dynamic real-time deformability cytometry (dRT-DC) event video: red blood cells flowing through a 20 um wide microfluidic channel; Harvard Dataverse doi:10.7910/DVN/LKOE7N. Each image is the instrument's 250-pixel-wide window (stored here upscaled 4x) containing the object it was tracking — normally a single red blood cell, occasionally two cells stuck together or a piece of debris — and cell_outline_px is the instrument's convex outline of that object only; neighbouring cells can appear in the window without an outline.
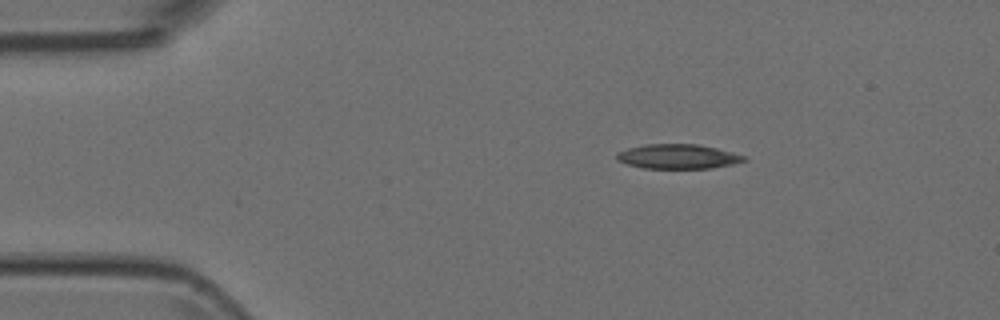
{"species": "Egyptian fruit bat (a non-hibernating species)", "species_latin": "Rousettus aegyptiacus", "temperature_condition": "room temperature", "stored_images_in_passage": 4, "camera_frame_rate_fps": 3000, "um_per_image_px": 0.085, "animal": {"sex": "female"}, "frame": {"image": 1, "passage_image": 1, "time_ms": 0.0, "image_size_px": [1000, 320], "cell_outline_px": [[748, 160], [732, 164], [712, 168], [644, 168], [628, 164], [616, 160], [616, 152], [628, 148], [644, 144], [696, 144], [716, 148], [748, 156]], "centroid_in_image_um": [57.63, 13.3], "position_along_channel_um": 27.4, "area_um2": 18.26}}
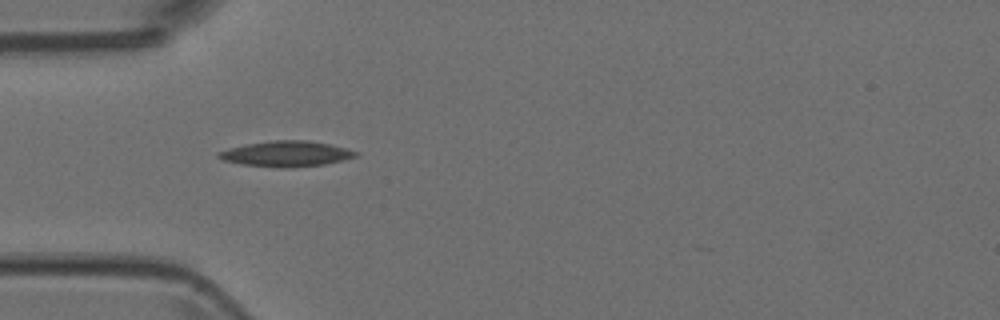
{"frame": {"image": 2, "passage_image": 3, "time_ms": 0.667, "image_size_px": [1000, 320], "cell_outline_px": [[360, 152], [356, 156], [344, 160], [324, 164], [288, 168], [284, 168], [244, 164], [224, 160], [216, 156], [216, 152], [228, 148], [248, 144], [272, 140], [308, 140], [328, 144]], "centroid_in_image_um": [24.33, 13.07], "position_along_channel_um": 60.7, "area_um2": 20.23}}
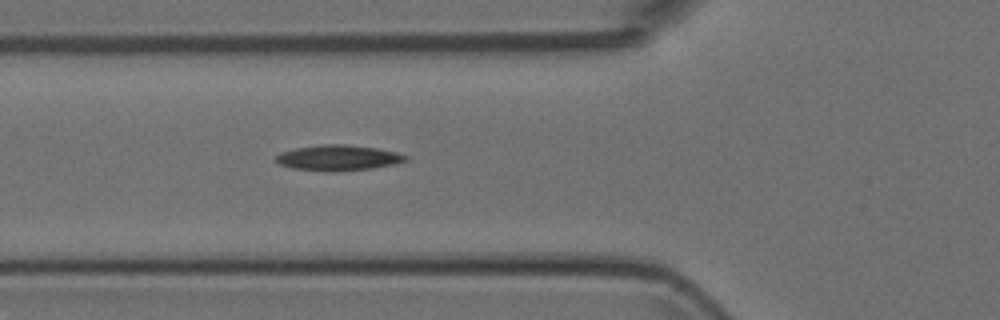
{"frame": {"image": 3, "passage_image": 4, "time_ms": 1.0, "image_size_px": [1000, 320], "cell_outline_px": [[408, 160], [392, 164], [368, 168], [332, 172], [328, 172], [292, 168], [280, 164], [272, 160], [280, 152], [296, 148], [324, 144], [344, 144], [376, 148], [396, 152], [408, 156]], "centroid_in_image_um": [28.69, 13.41], "position_along_channel_um": 97.1, "area_um2": 19.19}}